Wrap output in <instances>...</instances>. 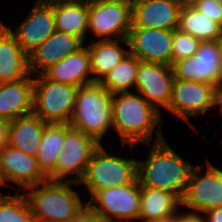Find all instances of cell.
I'll return each mask as SVG.
<instances>
[{
	"instance_id": "obj_1",
	"label": "cell",
	"mask_w": 222,
	"mask_h": 222,
	"mask_svg": "<svg viewBox=\"0 0 222 222\" xmlns=\"http://www.w3.org/2000/svg\"><path fill=\"white\" fill-rule=\"evenodd\" d=\"M161 113L139 93L120 92L112 96V130L120 137L122 146L133 149L137 144L164 140ZM155 128H157L155 130Z\"/></svg>"
},
{
	"instance_id": "obj_2",
	"label": "cell",
	"mask_w": 222,
	"mask_h": 222,
	"mask_svg": "<svg viewBox=\"0 0 222 222\" xmlns=\"http://www.w3.org/2000/svg\"><path fill=\"white\" fill-rule=\"evenodd\" d=\"M146 160L137 159L140 185L184 196L195 165L176 153L167 141L153 142Z\"/></svg>"
},
{
	"instance_id": "obj_3",
	"label": "cell",
	"mask_w": 222,
	"mask_h": 222,
	"mask_svg": "<svg viewBox=\"0 0 222 222\" xmlns=\"http://www.w3.org/2000/svg\"><path fill=\"white\" fill-rule=\"evenodd\" d=\"M79 183L47 180L27 188L26 195L35 222H60L73 217L86 205L70 186ZM42 186V187H41Z\"/></svg>"
},
{
	"instance_id": "obj_4",
	"label": "cell",
	"mask_w": 222,
	"mask_h": 222,
	"mask_svg": "<svg viewBox=\"0 0 222 222\" xmlns=\"http://www.w3.org/2000/svg\"><path fill=\"white\" fill-rule=\"evenodd\" d=\"M112 96L97 82L79 87L69 125L102 144L112 127Z\"/></svg>"
},
{
	"instance_id": "obj_5",
	"label": "cell",
	"mask_w": 222,
	"mask_h": 222,
	"mask_svg": "<svg viewBox=\"0 0 222 222\" xmlns=\"http://www.w3.org/2000/svg\"><path fill=\"white\" fill-rule=\"evenodd\" d=\"M137 178V159L109 154L101 144L92 154L87 165L83 184L89 195L96 191L131 184Z\"/></svg>"
},
{
	"instance_id": "obj_6",
	"label": "cell",
	"mask_w": 222,
	"mask_h": 222,
	"mask_svg": "<svg viewBox=\"0 0 222 222\" xmlns=\"http://www.w3.org/2000/svg\"><path fill=\"white\" fill-rule=\"evenodd\" d=\"M33 76L32 113L46 123L69 124L79 87L52 81L44 74Z\"/></svg>"
},
{
	"instance_id": "obj_7",
	"label": "cell",
	"mask_w": 222,
	"mask_h": 222,
	"mask_svg": "<svg viewBox=\"0 0 222 222\" xmlns=\"http://www.w3.org/2000/svg\"><path fill=\"white\" fill-rule=\"evenodd\" d=\"M100 145L93 137L65 123L62 150L48 180L79 183L85 175L92 154Z\"/></svg>"
},
{
	"instance_id": "obj_8",
	"label": "cell",
	"mask_w": 222,
	"mask_h": 222,
	"mask_svg": "<svg viewBox=\"0 0 222 222\" xmlns=\"http://www.w3.org/2000/svg\"><path fill=\"white\" fill-rule=\"evenodd\" d=\"M87 205L102 222H129L137 220L140 212V183L102 189L90 196Z\"/></svg>"
},
{
	"instance_id": "obj_9",
	"label": "cell",
	"mask_w": 222,
	"mask_h": 222,
	"mask_svg": "<svg viewBox=\"0 0 222 222\" xmlns=\"http://www.w3.org/2000/svg\"><path fill=\"white\" fill-rule=\"evenodd\" d=\"M132 3L128 0H89L87 33L97 40L127 38L132 27Z\"/></svg>"
},
{
	"instance_id": "obj_10",
	"label": "cell",
	"mask_w": 222,
	"mask_h": 222,
	"mask_svg": "<svg viewBox=\"0 0 222 222\" xmlns=\"http://www.w3.org/2000/svg\"><path fill=\"white\" fill-rule=\"evenodd\" d=\"M205 163L203 166H194L181 199V208L201 214L222 207V170L209 160Z\"/></svg>"
},
{
	"instance_id": "obj_11",
	"label": "cell",
	"mask_w": 222,
	"mask_h": 222,
	"mask_svg": "<svg viewBox=\"0 0 222 222\" xmlns=\"http://www.w3.org/2000/svg\"><path fill=\"white\" fill-rule=\"evenodd\" d=\"M176 79L213 85L222 83V62L217 41H201L194 56L171 65Z\"/></svg>"
},
{
	"instance_id": "obj_12",
	"label": "cell",
	"mask_w": 222,
	"mask_h": 222,
	"mask_svg": "<svg viewBox=\"0 0 222 222\" xmlns=\"http://www.w3.org/2000/svg\"><path fill=\"white\" fill-rule=\"evenodd\" d=\"M214 88L210 84L174 78L171 98L166 110L183 119L196 130L189 117L203 115L208 110H212Z\"/></svg>"
},
{
	"instance_id": "obj_13",
	"label": "cell",
	"mask_w": 222,
	"mask_h": 222,
	"mask_svg": "<svg viewBox=\"0 0 222 222\" xmlns=\"http://www.w3.org/2000/svg\"><path fill=\"white\" fill-rule=\"evenodd\" d=\"M29 11L26 18L14 30L7 26L27 55L56 31L53 0H36Z\"/></svg>"
},
{
	"instance_id": "obj_14",
	"label": "cell",
	"mask_w": 222,
	"mask_h": 222,
	"mask_svg": "<svg viewBox=\"0 0 222 222\" xmlns=\"http://www.w3.org/2000/svg\"><path fill=\"white\" fill-rule=\"evenodd\" d=\"M127 40L129 53L140 61L172 65L173 30L131 27Z\"/></svg>"
},
{
	"instance_id": "obj_15",
	"label": "cell",
	"mask_w": 222,
	"mask_h": 222,
	"mask_svg": "<svg viewBox=\"0 0 222 222\" xmlns=\"http://www.w3.org/2000/svg\"><path fill=\"white\" fill-rule=\"evenodd\" d=\"M174 78L171 66L140 61L135 91L162 114L161 108L168 107Z\"/></svg>"
},
{
	"instance_id": "obj_16",
	"label": "cell",
	"mask_w": 222,
	"mask_h": 222,
	"mask_svg": "<svg viewBox=\"0 0 222 222\" xmlns=\"http://www.w3.org/2000/svg\"><path fill=\"white\" fill-rule=\"evenodd\" d=\"M0 171L7 181L26 190L48 180L37 163L36 157L30 156L9 144L0 149Z\"/></svg>"
},
{
	"instance_id": "obj_17",
	"label": "cell",
	"mask_w": 222,
	"mask_h": 222,
	"mask_svg": "<svg viewBox=\"0 0 222 222\" xmlns=\"http://www.w3.org/2000/svg\"><path fill=\"white\" fill-rule=\"evenodd\" d=\"M84 43L80 37L74 34L56 30L28 55L30 74H43L52 65L82 48Z\"/></svg>"
},
{
	"instance_id": "obj_18",
	"label": "cell",
	"mask_w": 222,
	"mask_h": 222,
	"mask_svg": "<svg viewBox=\"0 0 222 222\" xmlns=\"http://www.w3.org/2000/svg\"><path fill=\"white\" fill-rule=\"evenodd\" d=\"M132 27L175 30L181 7L175 0L132 1Z\"/></svg>"
},
{
	"instance_id": "obj_19",
	"label": "cell",
	"mask_w": 222,
	"mask_h": 222,
	"mask_svg": "<svg viewBox=\"0 0 222 222\" xmlns=\"http://www.w3.org/2000/svg\"><path fill=\"white\" fill-rule=\"evenodd\" d=\"M29 75L28 55L10 29L0 20V83L18 81Z\"/></svg>"
},
{
	"instance_id": "obj_20",
	"label": "cell",
	"mask_w": 222,
	"mask_h": 222,
	"mask_svg": "<svg viewBox=\"0 0 222 222\" xmlns=\"http://www.w3.org/2000/svg\"><path fill=\"white\" fill-rule=\"evenodd\" d=\"M33 75L0 83V119L12 121L33 111Z\"/></svg>"
},
{
	"instance_id": "obj_21",
	"label": "cell",
	"mask_w": 222,
	"mask_h": 222,
	"mask_svg": "<svg viewBox=\"0 0 222 222\" xmlns=\"http://www.w3.org/2000/svg\"><path fill=\"white\" fill-rule=\"evenodd\" d=\"M48 79L81 87L93 83L90 53L86 45L67 55L43 73Z\"/></svg>"
},
{
	"instance_id": "obj_22",
	"label": "cell",
	"mask_w": 222,
	"mask_h": 222,
	"mask_svg": "<svg viewBox=\"0 0 222 222\" xmlns=\"http://www.w3.org/2000/svg\"><path fill=\"white\" fill-rule=\"evenodd\" d=\"M122 43V44H120ZM126 46L123 47V46ZM90 53L93 83H99L119 62L129 54L127 38L92 40L86 44Z\"/></svg>"
},
{
	"instance_id": "obj_23",
	"label": "cell",
	"mask_w": 222,
	"mask_h": 222,
	"mask_svg": "<svg viewBox=\"0 0 222 222\" xmlns=\"http://www.w3.org/2000/svg\"><path fill=\"white\" fill-rule=\"evenodd\" d=\"M53 12L56 30L88 41L89 0H53Z\"/></svg>"
},
{
	"instance_id": "obj_24",
	"label": "cell",
	"mask_w": 222,
	"mask_h": 222,
	"mask_svg": "<svg viewBox=\"0 0 222 222\" xmlns=\"http://www.w3.org/2000/svg\"><path fill=\"white\" fill-rule=\"evenodd\" d=\"M46 124L34 113L9 121L7 144L36 157Z\"/></svg>"
},
{
	"instance_id": "obj_25",
	"label": "cell",
	"mask_w": 222,
	"mask_h": 222,
	"mask_svg": "<svg viewBox=\"0 0 222 222\" xmlns=\"http://www.w3.org/2000/svg\"><path fill=\"white\" fill-rule=\"evenodd\" d=\"M181 199L173 192L140 185V212L138 221L159 222L179 211Z\"/></svg>"
},
{
	"instance_id": "obj_26",
	"label": "cell",
	"mask_w": 222,
	"mask_h": 222,
	"mask_svg": "<svg viewBox=\"0 0 222 222\" xmlns=\"http://www.w3.org/2000/svg\"><path fill=\"white\" fill-rule=\"evenodd\" d=\"M65 139V123H47L36 155L37 163L48 177L54 170Z\"/></svg>"
},
{
	"instance_id": "obj_27",
	"label": "cell",
	"mask_w": 222,
	"mask_h": 222,
	"mask_svg": "<svg viewBox=\"0 0 222 222\" xmlns=\"http://www.w3.org/2000/svg\"><path fill=\"white\" fill-rule=\"evenodd\" d=\"M178 30L201 41H215L222 33V26L200 13L195 7L180 9Z\"/></svg>"
},
{
	"instance_id": "obj_28",
	"label": "cell",
	"mask_w": 222,
	"mask_h": 222,
	"mask_svg": "<svg viewBox=\"0 0 222 222\" xmlns=\"http://www.w3.org/2000/svg\"><path fill=\"white\" fill-rule=\"evenodd\" d=\"M139 62L137 57L129 53L104 76L99 84L111 94L131 92V88L135 89Z\"/></svg>"
},
{
	"instance_id": "obj_29",
	"label": "cell",
	"mask_w": 222,
	"mask_h": 222,
	"mask_svg": "<svg viewBox=\"0 0 222 222\" xmlns=\"http://www.w3.org/2000/svg\"><path fill=\"white\" fill-rule=\"evenodd\" d=\"M0 195V222H35L26 195Z\"/></svg>"
},
{
	"instance_id": "obj_30",
	"label": "cell",
	"mask_w": 222,
	"mask_h": 222,
	"mask_svg": "<svg viewBox=\"0 0 222 222\" xmlns=\"http://www.w3.org/2000/svg\"><path fill=\"white\" fill-rule=\"evenodd\" d=\"M200 43V39H197L188 33H184L178 29L173 30V62L179 59L194 56Z\"/></svg>"
},
{
	"instance_id": "obj_31",
	"label": "cell",
	"mask_w": 222,
	"mask_h": 222,
	"mask_svg": "<svg viewBox=\"0 0 222 222\" xmlns=\"http://www.w3.org/2000/svg\"><path fill=\"white\" fill-rule=\"evenodd\" d=\"M194 7L222 26V4L215 0H200Z\"/></svg>"
},
{
	"instance_id": "obj_32",
	"label": "cell",
	"mask_w": 222,
	"mask_h": 222,
	"mask_svg": "<svg viewBox=\"0 0 222 222\" xmlns=\"http://www.w3.org/2000/svg\"><path fill=\"white\" fill-rule=\"evenodd\" d=\"M60 222H102V220L88 205H86L73 217Z\"/></svg>"
},
{
	"instance_id": "obj_33",
	"label": "cell",
	"mask_w": 222,
	"mask_h": 222,
	"mask_svg": "<svg viewBox=\"0 0 222 222\" xmlns=\"http://www.w3.org/2000/svg\"><path fill=\"white\" fill-rule=\"evenodd\" d=\"M180 222H206V220L203 214L201 215V213L181 211Z\"/></svg>"
},
{
	"instance_id": "obj_34",
	"label": "cell",
	"mask_w": 222,
	"mask_h": 222,
	"mask_svg": "<svg viewBox=\"0 0 222 222\" xmlns=\"http://www.w3.org/2000/svg\"><path fill=\"white\" fill-rule=\"evenodd\" d=\"M204 213L206 222H222V207L210 209Z\"/></svg>"
},
{
	"instance_id": "obj_35",
	"label": "cell",
	"mask_w": 222,
	"mask_h": 222,
	"mask_svg": "<svg viewBox=\"0 0 222 222\" xmlns=\"http://www.w3.org/2000/svg\"><path fill=\"white\" fill-rule=\"evenodd\" d=\"M9 121L0 119V149L8 143Z\"/></svg>"
},
{
	"instance_id": "obj_36",
	"label": "cell",
	"mask_w": 222,
	"mask_h": 222,
	"mask_svg": "<svg viewBox=\"0 0 222 222\" xmlns=\"http://www.w3.org/2000/svg\"><path fill=\"white\" fill-rule=\"evenodd\" d=\"M218 108L222 115V83H219L214 88L213 108Z\"/></svg>"
},
{
	"instance_id": "obj_37",
	"label": "cell",
	"mask_w": 222,
	"mask_h": 222,
	"mask_svg": "<svg viewBox=\"0 0 222 222\" xmlns=\"http://www.w3.org/2000/svg\"><path fill=\"white\" fill-rule=\"evenodd\" d=\"M181 8L194 7L200 0H175Z\"/></svg>"
},
{
	"instance_id": "obj_38",
	"label": "cell",
	"mask_w": 222,
	"mask_h": 222,
	"mask_svg": "<svg viewBox=\"0 0 222 222\" xmlns=\"http://www.w3.org/2000/svg\"><path fill=\"white\" fill-rule=\"evenodd\" d=\"M180 211H177L176 213L172 214L169 217L163 218L161 221L159 222H180Z\"/></svg>"
},
{
	"instance_id": "obj_39",
	"label": "cell",
	"mask_w": 222,
	"mask_h": 222,
	"mask_svg": "<svg viewBox=\"0 0 222 222\" xmlns=\"http://www.w3.org/2000/svg\"><path fill=\"white\" fill-rule=\"evenodd\" d=\"M217 41V45L219 48V54H220V58H221V62H222V33L220 34V36L218 37Z\"/></svg>"
},
{
	"instance_id": "obj_40",
	"label": "cell",
	"mask_w": 222,
	"mask_h": 222,
	"mask_svg": "<svg viewBox=\"0 0 222 222\" xmlns=\"http://www.w3.org/2000/svg\"><path fill=\"white\" fill-rule=\"evenodd\" d=\"M2 185H6V183H5L4 179H3L2 174H1V171H0V187H1ZM0 195H2V193H0Z\"/></svg>"
},
{
	"instance_id": "obj_41",
	"label": "cell",
	"mask_w": 222,
	"mask_h": 222,
	"mask_svg": "<svg viewBox=\"0 0 222 222\" xmlns=\"http://www.w3.org/2000/svg\"><path fill=\"white\" fill-rule=\"evenodd\" d=\"M217 3L222 4V0H215Z\"/></svg>"
}]
</instances>
